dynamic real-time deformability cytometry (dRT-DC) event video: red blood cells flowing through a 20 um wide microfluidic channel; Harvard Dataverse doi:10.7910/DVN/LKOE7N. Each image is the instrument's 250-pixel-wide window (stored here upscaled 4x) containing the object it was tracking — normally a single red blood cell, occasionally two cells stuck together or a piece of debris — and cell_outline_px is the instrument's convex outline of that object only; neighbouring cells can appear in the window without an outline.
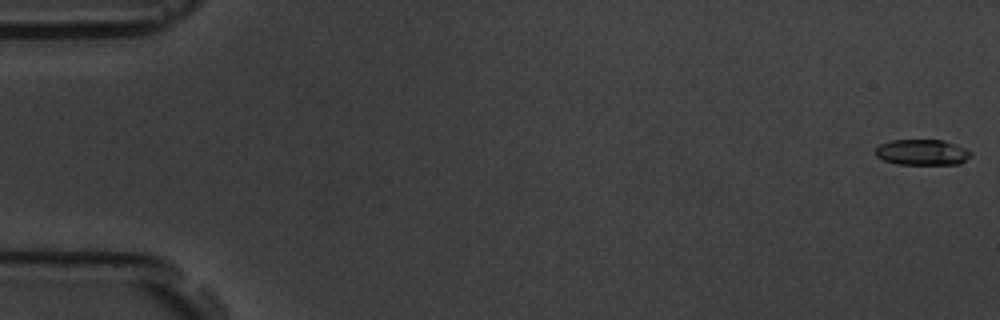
{"species": "common noctule bat (a hibernating species)", "species_latin": "Nyctalus noctula", "temperature_condition": "room temperature", "stored_images_in_passage": 6, "camera_frame_rate_fps": 3000, "um_per_image_px": 0.085, "animal": {"sex": "male", "body_mass_g": 19.5, "forearm_length_mm": 54.6}, "frame": {"image": 1, "passage_image": 1, "time_ms": 0.0, "image_size_px": [1000, 320], "cell_outline_px": [[972, 156], [960, 164], [896, 164], [884, 160], [876, 156], [876, 148], [880, 144], [892, 140], [944, 140], [964, 148], [972, 152]], "centroid_in_image_um": [78.4, 12.95], "position_along_channel_um": 6.6, "area_um2": 14.28}}
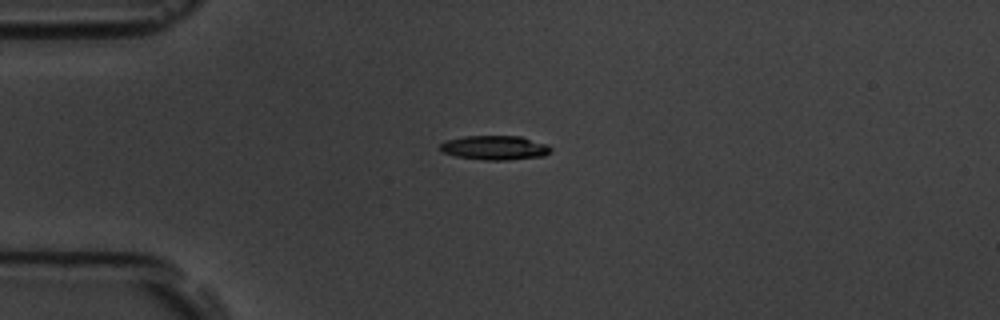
{"frame": {"image": 2, "passage_image": 5, "time_ms": 4.667, "image_size_px": [1000, 320], "cell_outline_px": [[552, 148], [544, 156], [508, 160], [484, 160], [456, 156], [444, 152], [440, 148], [440, 144], [448, 140], [464, 136], [520, 136], [548, 144]], "centroid_in_image_um": [42.09, 12.55], "position_along_channel_um": 42.9, "area_um2": 15.55}}